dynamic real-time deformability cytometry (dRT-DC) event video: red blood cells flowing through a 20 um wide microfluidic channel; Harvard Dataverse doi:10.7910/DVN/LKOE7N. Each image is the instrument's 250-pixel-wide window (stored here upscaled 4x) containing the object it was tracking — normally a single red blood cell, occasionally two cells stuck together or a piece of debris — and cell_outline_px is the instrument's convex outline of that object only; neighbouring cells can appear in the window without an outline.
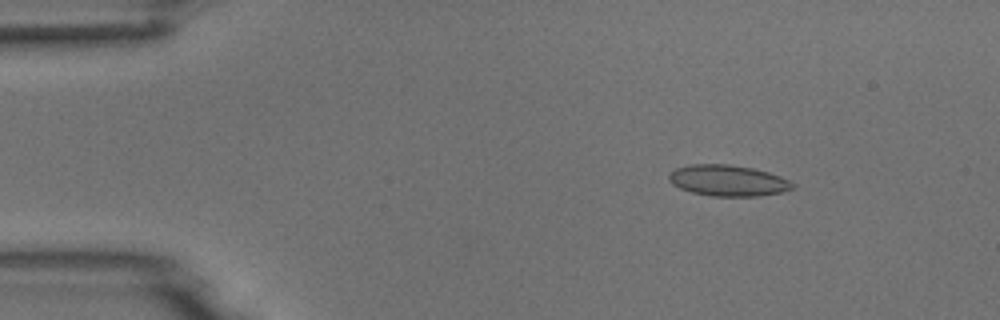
{"species": "common noctule bat (a hibernating species)", "species_latin": "Nyctalus noctula", "temperature_condition": "room temperature", "stored_images_in_passage": 5, "camera_frame_rate_fps": 3000, "um_per_image_px": 0.085, "animal": {"sex": "male", "body_mass_g": 18.8}, "frame": {"image": 1, "passage_image": 2, "time_ms": 1.333, "image_size_px": [1000, 320], "cell_outline_px": [[796, 184], [792, 188], [780, 192], [756, 196], [712, 196], [692, 192], [680, 188], [672, 184], [668, 180], [668, 172], [676, 168], [692, 164], [728, 164], [752, 168], [768, 172], [780, 176]], "centroid_in_image_um": [61.83, 15.34], "position_along_channel_um": 23.2, "area_um2": 22.31}}
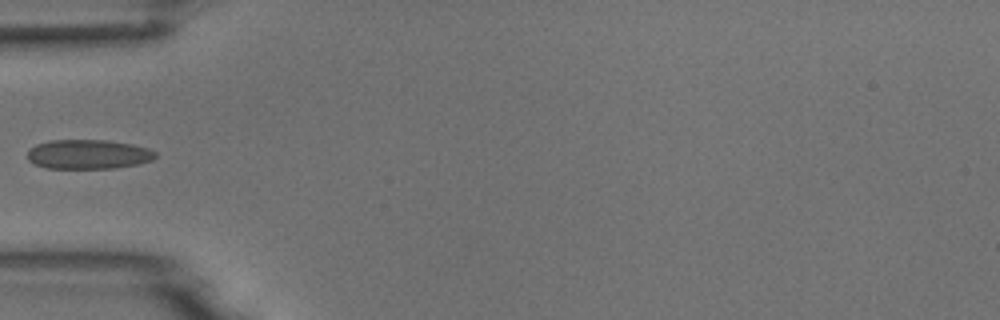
{"frame": {"image": 2, "passage_image": 5, "time_ms": 4.667, "image_size_px": [1000, 320], "cell_outline_px": [[156, 156], [152, 160], [136, 164], [116, 168], [48, 168], [36, 164], [28, 160], [28, 148], [36, 144], [52, 140], [108, 140], [132, 144], [148, 148], [156, 152]], "centroid_in_image_um": [7.5, 13.11], "position_along_channel_um": 77.5, "area_um2": 21.91}}